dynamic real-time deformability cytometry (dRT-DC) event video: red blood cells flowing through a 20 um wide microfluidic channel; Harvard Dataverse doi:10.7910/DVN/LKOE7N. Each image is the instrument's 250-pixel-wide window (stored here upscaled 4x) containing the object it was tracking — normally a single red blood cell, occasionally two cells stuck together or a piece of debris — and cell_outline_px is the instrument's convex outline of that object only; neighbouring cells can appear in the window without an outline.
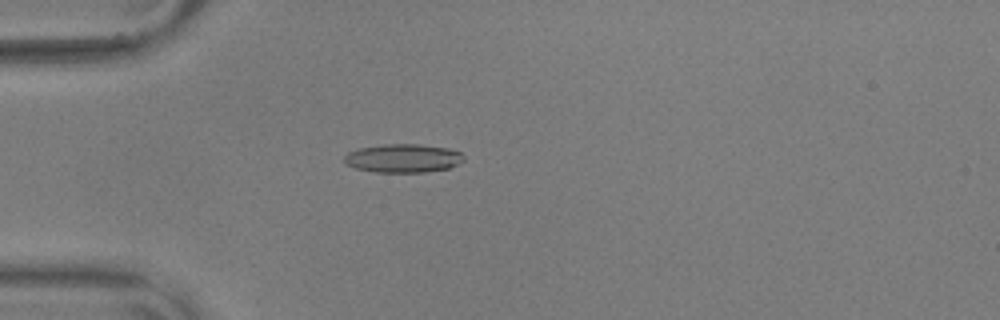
{"species": "common noctule bat (a hibernating species)", "species_latin": "Nyctalus noctula", "temperature_condition": "warm", "stored_images_in_passage": 57, "camera_frame_rate_fps": 3000, "um_per_image_px": 0.085, "animal": {"sex": "male", "body_mass_g": 17.9, "forearm_length_mm": 54.2}, "frame": {"image": 1, "passage_image": 17, "time_ms": 5.333, "image_size_px": [1000, 320], "cell_outline_px": [[464, 160], [448, 168], [424, 172], [376, 172], [356, 168], [344, 164], [344, 156], [348, 152], [356, 148], [384, 144], [420, 144], [448, 148], [460, 152], [464, 156]], "centroid_in_image_um": [34.22, 13.44], "position_along_channel_um": 50.8, "area_um2": 19.94}}
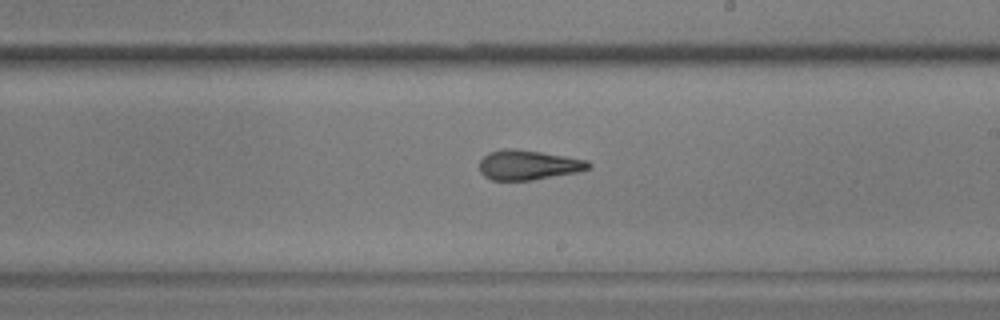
{"frame": {"image": 2, "passage_image": 34, "time_ms": 11.0, "image_size_px": [1000, 320], "cell_outline_px": [[592, 164], [588, 168], [576, 172], [532, 180], [492, 180], [484, 176], [480, 172], [480, 160], [488, 152], [504, 148], [516, 148], [588, 160]], "centroid_in_image_um": [44.86, 14.01], "position_along_channel_um": 244.1, "area_um2": 18.84}}
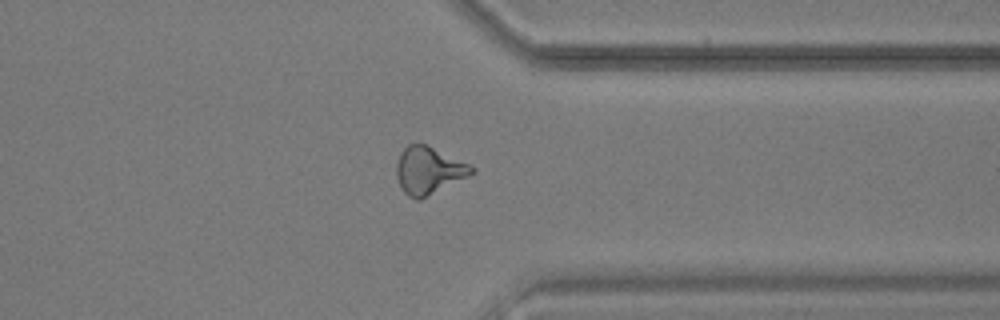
{"frame": {"image": 3, "passage_image": 45, "time_ms": 14.667, "image_size_px": [1000, 320], "cell_outline_px": [[476, 172], [420, 200], [416, 200], [408, 196], [400, 188], [396, 176], [396, 164], [400, 152], [408, 144], [424, 144], [468, 164], [476, 168]], "centroid_in_image_um": [36.39, 14.51], "position_along_channel_um": 375.0, "area_um2": 20.52}, "authors_computed_cell_mechanics": {"area_um2": 19.3052, "velocity_mm_per_s": 3.6337, "shape_relaxation_time_tau1_ms": null, "shape_relaxation_time_tau2_ms": 2.3273, "deformation_change_tau1": null, "deformation_change_tau2": 0.1144}}